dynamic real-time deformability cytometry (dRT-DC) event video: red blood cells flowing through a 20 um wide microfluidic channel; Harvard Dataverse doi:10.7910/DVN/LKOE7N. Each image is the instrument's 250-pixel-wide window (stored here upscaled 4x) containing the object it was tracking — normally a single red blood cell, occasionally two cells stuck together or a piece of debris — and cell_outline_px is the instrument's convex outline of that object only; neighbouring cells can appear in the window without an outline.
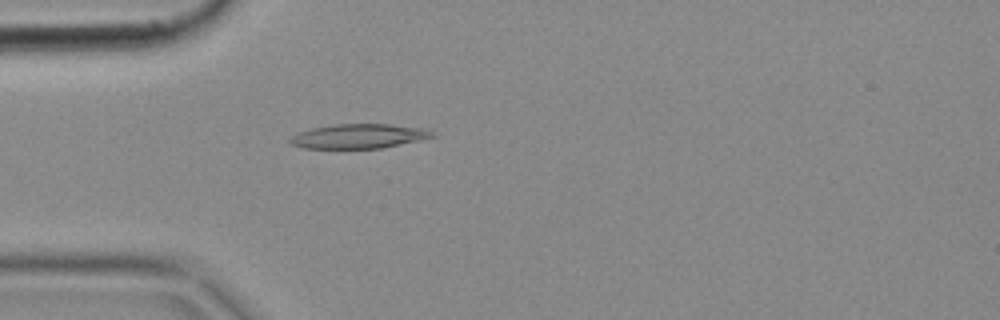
{"species": "common noctule bat (a hibernating species)", "species_latin": "Nyctalus noctula", "temperature_condition": "cold", "stored_images_in_passage": 2, "camera_frame_rate_fps": 3000, "um_per_image_px": 0.085, "animal": {"sex": "female", "body_mass_g": 18.4}, "frame": {"image": 1, "passage_image": 2, "time_ms": 0.333, "image_size_px": [1000, 320], "cell_outline_px": [[436, 136], [420, 140], [380, 148], [304, 148], [292, 144], [288, 140], [292, 136], [300, 132], [312, 128], [332, 124], [388, 124], [424, 128], [436, 132]], "centroid_in_image_um": [30.53, 11.57], "position_along_channel_um": 54.5, "area_um2": 20.17}}